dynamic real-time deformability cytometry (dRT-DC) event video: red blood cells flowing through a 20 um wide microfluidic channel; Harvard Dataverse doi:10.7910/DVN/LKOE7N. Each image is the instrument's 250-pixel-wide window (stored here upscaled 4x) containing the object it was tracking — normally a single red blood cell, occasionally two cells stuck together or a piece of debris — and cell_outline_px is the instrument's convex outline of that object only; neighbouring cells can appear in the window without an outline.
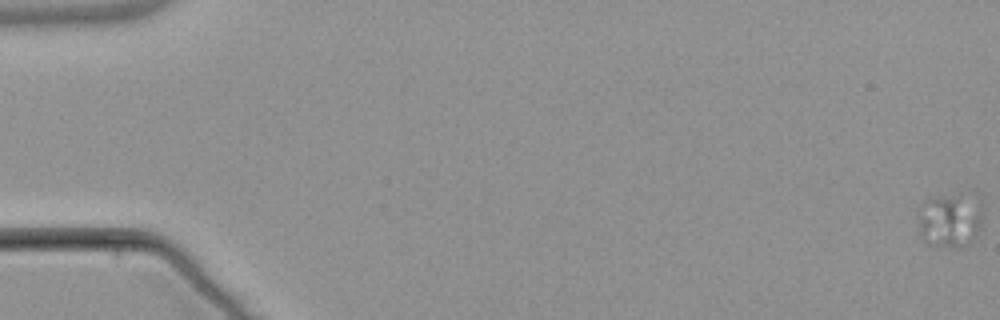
{"species": "common noctule bat (a hibernating species)", "species_latin": "Nyctalus noctula", "temperature_condition": "warm", "stored_images_in_passage": 5, "camera_frame_rate_fps": 3000, "um_per_image_px": 0.085, "animal": {"sex": "male", "body_mass_g": 21.5, "forearm_length_mm": 52.0}, "frame": {"image": 1, "passage_image": 1, "time_ms": 0.0, "image_size_px": [1000, 320], "cell_outline_px": [[984, 216], [980, 232], [972, 244], [960, 248], [956, 248], [928, 244], [920, 236], [916, 216], [916, 208], [920, 200], [928, 196], [968, 188], [976, 188], [984, 200]], "centroid_in_image_um": [80.84, 18.53], "position_along_channel_um": 4.2, "area_um2": 23.99}}